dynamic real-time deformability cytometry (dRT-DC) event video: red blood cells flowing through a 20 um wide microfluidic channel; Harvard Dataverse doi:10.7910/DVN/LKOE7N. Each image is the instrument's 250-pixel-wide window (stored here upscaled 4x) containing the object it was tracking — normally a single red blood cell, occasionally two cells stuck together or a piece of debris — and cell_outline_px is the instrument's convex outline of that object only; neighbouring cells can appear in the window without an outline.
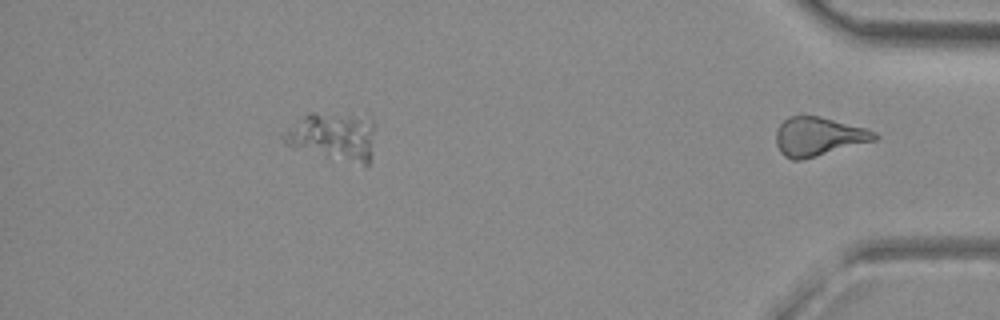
{"species": "common noctule bat (a hibernating species)", "species_latin": "Nyctalus noctula", "temperature_condition": "room temperature", "stored_images_in_passage": 46, "segment_of_instrument_passage": [2, 2], "camera_frame_rate_fps": 3000, "um_per_image_px": 0.085, "animal": {"sex": "female", "body_mass_g": 29.2, "forearm_length_mm": 56.3}, "frame": {"image": 1, "passage_image": 46, "time_ms": 15.0, "image_size_px": [1000, 320], "cell_outline_px": [[880, 136], [876, 140], [816, 156], [800, 160], [792, 160], [784, 156], [780, 152], [776, 144], [776, 128], [788, 116], [816, 116], [864, 128], [876, 132]], "centroid_in_image_um": [69.53, 11.62], "position_along_channel_um": 365.7, "area_um2": 22.02}}